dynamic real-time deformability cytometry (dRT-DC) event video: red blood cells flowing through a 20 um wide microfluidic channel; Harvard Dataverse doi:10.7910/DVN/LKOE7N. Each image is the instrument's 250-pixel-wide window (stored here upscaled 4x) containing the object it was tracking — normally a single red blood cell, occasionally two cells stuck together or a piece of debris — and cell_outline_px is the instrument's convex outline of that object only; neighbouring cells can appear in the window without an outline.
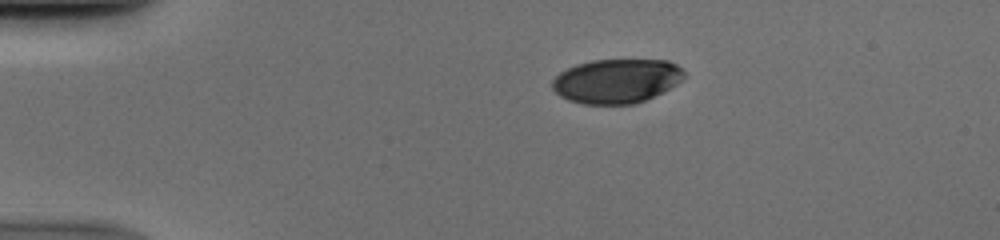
{"species": "human", "species_latin": "Homo sapiens", "temperature_condition": "cold", "stored_images_in_passage": 42, "camera_frame_rate_fps": 3000, "um_per_image_px": 0.085, "donor": {"sex": "male"}, "frame": {"image": 1, "passage_image": 1, "time_ms": 0.0, "image_size_px": [1000, 240], "cell_outline_px": [[684, 76], [676, 84], [636, 104], [584, 104], [568, 100], [560, 96], [552, 88], [552, 80], [560, 72], [576, 64], [592, 60], [668, 60], [676, 64], [684, 72]], "centroid_in_image_um": [52.37, 6.88], "position_along_channel_um": 32.6, "area_um2": 33.76}}
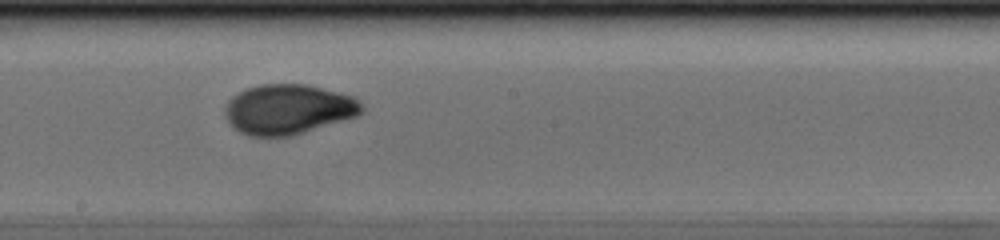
{"frame": {"image": 2, "passage_image": 20, "time_ms": 6.333, "image_size_px": [1000, 240], "cell_outline_px": [[364, 112], [356, 116], [292, 136], [248, 136], [232, 128], [228, 124], [224, 116], [224, 108], [228, 100], [236, 92], [244, 88], [260, 84], [308, 84], [356, 96], [364, 104]], "centroid_in_image_um": [24.49, 9.28], "position_along_channel_um": 223.7, "area_um2": 40.63}}
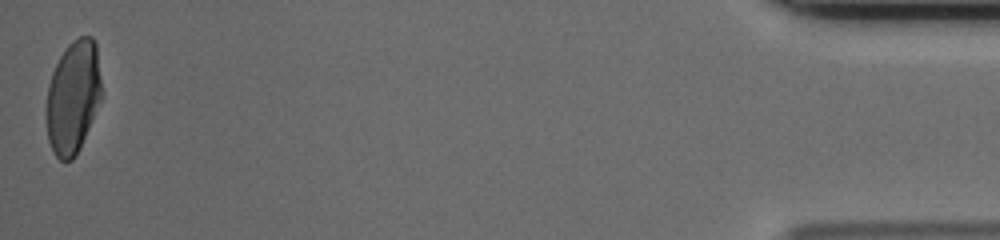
{"frame": {"image": 3, "passage_image": 42, "time_ms": 13.667, "image_size_px": [1000, 240], "cell_outline_px": [[104, 96], [80, 148], [76, 156], [72, 160], [60, 160], [56, 156], [48, 140], [48, 84], [52, 72], [64, 48], [72, 40], [80, 36], [92, 36], [96, 44]], "centroid_in_image_um": [6.27, 8.22], "position_along_channel_um": 428.9, "area_um2": 36.59}}